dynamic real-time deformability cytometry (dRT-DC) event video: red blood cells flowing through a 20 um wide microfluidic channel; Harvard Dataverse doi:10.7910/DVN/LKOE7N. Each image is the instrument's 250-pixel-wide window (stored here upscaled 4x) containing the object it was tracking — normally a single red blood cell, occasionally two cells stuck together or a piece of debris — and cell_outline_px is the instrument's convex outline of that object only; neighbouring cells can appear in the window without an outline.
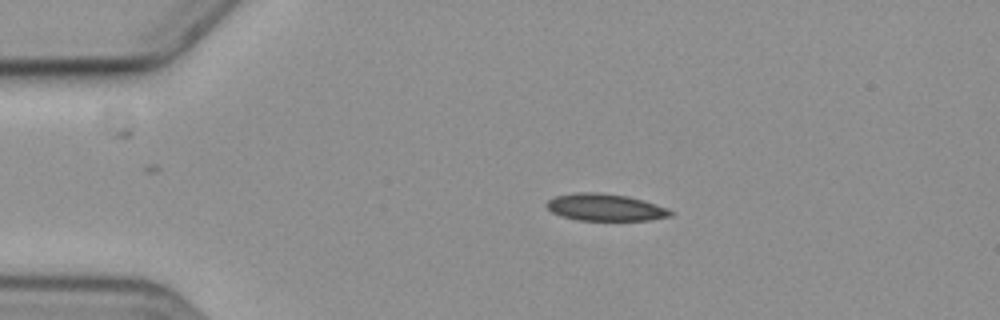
{"species": "common noctule bat (a hibernating species)", "species_latin": "Nyctalus noctula", "temperature_condition": "cold", "stored_images_in_passage": 7, "camera_frame_rate_fps": 3000, "um_per_image_px": 0.085, "animal": {"sex": "female", "body_mass_g": 19.3, "forearm_length_mm": 54.1}, "frame": {"image": 1, "passage_image": 3, "time_ms": 2.333, "image_size_px": [1000, 320], "cell_outline_px": [[676, 212], [672, 216], [652, 220], [576, 220], [560, 216], [552, 212], [544, 204], [548, 200], [556, 196], [576, 192], [596, 192], [628, 196], [668, 208]], "centroid_in_image_um": [51.45, 17.63], "position_along_channel_um": 33.5, "area_um2": 19.65}}
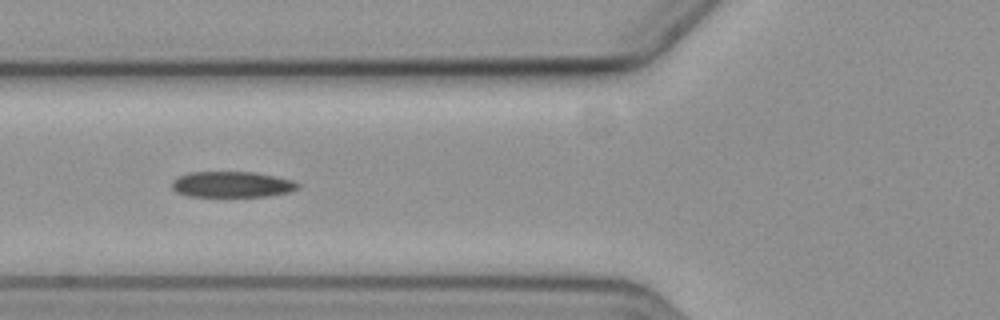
{"frame": {"image": 2, "passage_image": 6, "time_ms": 5.667, "image_size_px": [1000, 320], "cell_outline_px": [[300, 188], [292, 192], [268, 196], [188, 196], [176, 192], [172, 188], [172, 180], [188, 172], [256, 172], [276, 176], [292, 180], [300, 184]], "centroid_in_image_um": [19.76, 15.67], "position_along_channel_um": 106.0, "area_um2": 19.13}}
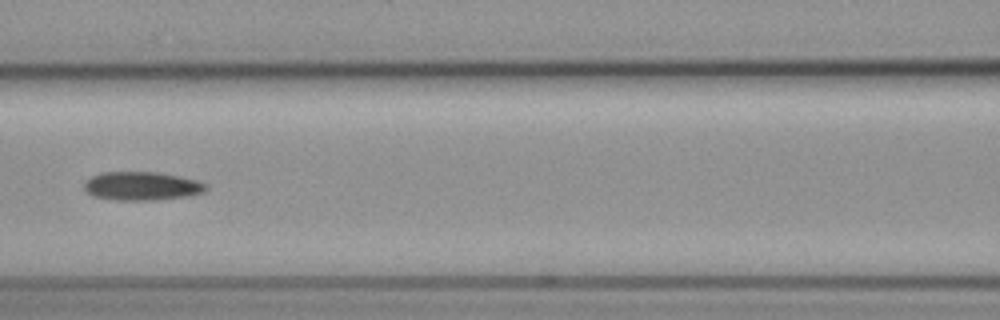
{"frame": {"image": 3, "passage_image": 7, "time_ms": 7.0, "image_size_px": [1000, 320], "cell_outline_px": [[208, 188], [204, 192], [188, 196], [152, 200], [116, 200], [92, 196], [84, 188], [84, 180], [100, 172], [156, 172], [180, 176], [196, 180], [208, 184]], "centroid_in_image_um": [12.05, 15.81], "position_along_channel_um": 154.6, "area_um2": 20.4}}